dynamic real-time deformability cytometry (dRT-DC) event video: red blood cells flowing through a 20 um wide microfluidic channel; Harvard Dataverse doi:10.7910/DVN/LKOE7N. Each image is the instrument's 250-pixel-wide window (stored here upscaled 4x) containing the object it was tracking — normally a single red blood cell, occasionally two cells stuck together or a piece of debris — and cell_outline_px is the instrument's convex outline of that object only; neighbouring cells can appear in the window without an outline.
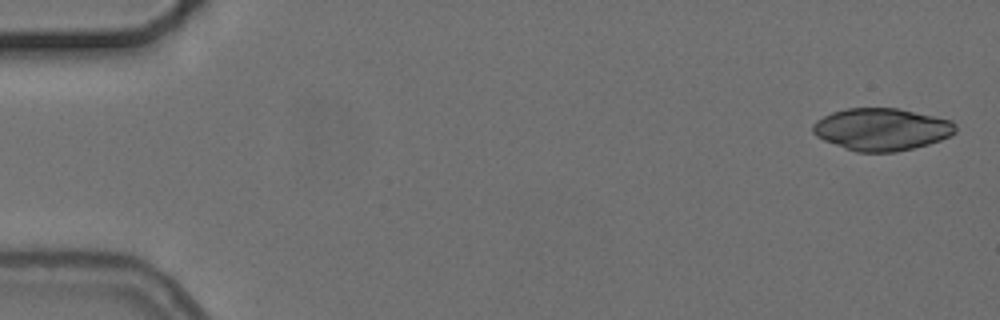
{"species": "common noctule bat (a hibernating species)", "species_latin": "Nyctalus noctula", "temperature_condition": "cold", "stored_images_in_passage": 8, "camera_frame_rate_fps": 3000, "um_per_image_px": 0.085, "animal": {"sex": "female", "body_mass_g": 24.6, "forearm_length_mm": 56.2}, "frame": {"image": 1, "passage_image": 1, "time_ms": 0.0, "image_size_px": [1000, 320], "cell_outline_px": [[956, 132], [940, 140], [928, 144], [896, 152], [856, 152], [844, 148], [824, 140], [816, 136], [812, 132], [812, 124], [816, 120], [832, 112], [848, 108], [896, 108], [952, 120], [956, 124]], "centroid_in_image_um": [74.92, 10.99], "position_along_channel_um": 10.1, "area_um2": 35.08}}